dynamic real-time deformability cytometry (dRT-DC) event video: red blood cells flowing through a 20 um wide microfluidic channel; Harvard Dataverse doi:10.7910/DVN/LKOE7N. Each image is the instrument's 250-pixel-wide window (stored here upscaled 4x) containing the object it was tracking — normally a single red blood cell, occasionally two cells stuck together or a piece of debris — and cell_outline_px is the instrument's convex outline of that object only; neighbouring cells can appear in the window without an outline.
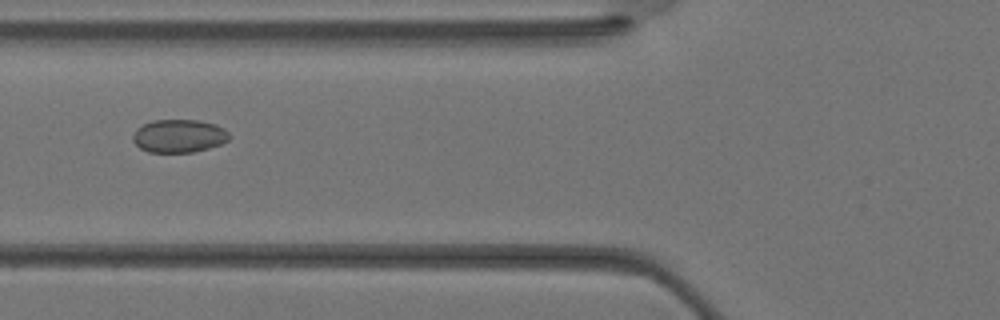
{"species": "Egyptian fruit bat (a non-hibernating species)", "species_latin": "Rousettus aegyptiacus", "temperature_condition": "warm", "stored_images_in_passage": 29, "camera_frame_rate_fps": 3000, "um_per_image_px": 0.085, "animal": {"sex": "female"}, "frame": {"image": 1, "passage_image": 7, "time_ms": 2.0, "image_size_px": [1000, 320], "cell_outline_px": [[232, 136], [228, 140], [220, 144], [208, 148], [192, 152], [148, 152], [140, 148], [132, 140], [132, 136], [136, 128], [152, 120], [200, 120], [216, 124], [224, 128]], "centroid_in_image_um": [15.22, 11.55], "position_along_channel_um": 110.6, "area_um2": 18.73}}
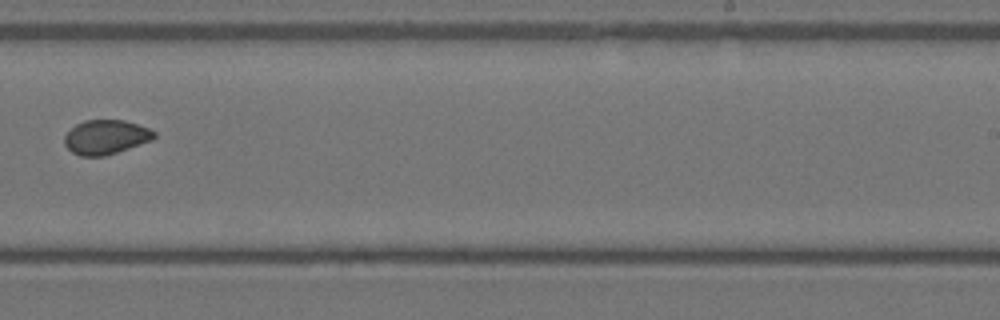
{"frame": {"image": 2, "passage_image": 16, "time_ms": 5.0, "image_size_px": [1000, 320], "cell_outline_px": [[156, 136], [152, 140], [104, 156], [80, 156], [72, 152], [64, 144], [64, 136], [76, 124], [84, 120], [124, 120], [148, 128], [156, 132]], "centroid_in_image_um": [8.98, 11.65], "position_along_channel_um": 280.0, "area_um2": 17.8}}
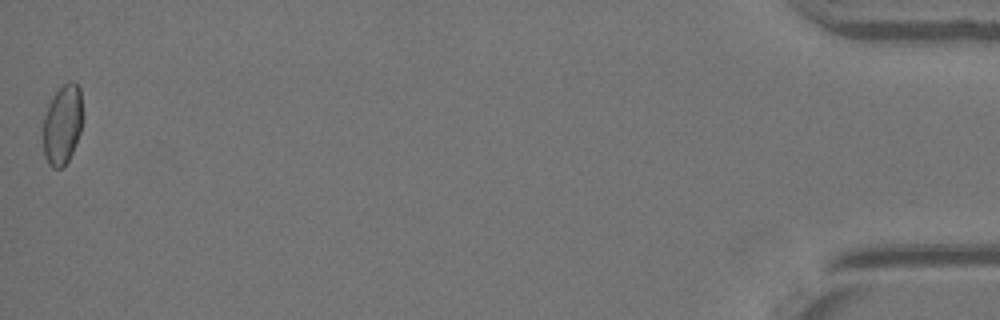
{"frame": {"image": 3, "passage_image": 29, "time_ms": 9.333, "image_size_px": [1000, 320], "cell_outline_px": [[84, 120], [80, 132], [72, 152], [64, 168], [52, 168], [48, 164], [44, 156], [44, 116], [48, 104], [52, 96], [68, 80], [72, 80], [80, 88], [84, 116]], "centroid_in_image_um": [5.34, 10.57], "position_along_channel_um": 429.9, "area_um2": 18.73}}